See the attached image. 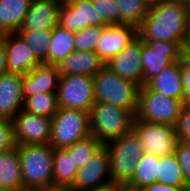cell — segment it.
Returning a JSON list of instances; mask_svg holds the SVG:
<instances>
[{"mask_svg": "<svg viewBox=\"0 0 190 191\" xmlns=\"http://www.w3.org/2000/svg\"><path fill=\"white\" fill-rule=\"evenodd\" d=\"M189 22V5L180 0H159L149 5L138 36L143 41L183 42Z\"/></svg>", "mask_w": 190, "mask_h": 191, "instance_id": "obj_1", "label": "cell"}, {"mask_svg": "<svg viewBox=\"0 0 190 191\" xmlns=\"http://www.w3.org/2000/svg\"><path fill=\"white\" fill-rule=\"evenodd\" d=\"M16 146L21 164L23 190L35 191L53 184L54 148L49 143Z\"/></svg>", "mask_w": 190, "mask_h": 191, "instance_id": "obj_2", "label": "cell"}, {"mask_svg": "<svg viewBox=\"0 0 190 191\" xmlns=\"http://www.w3.org/2000/svg\"><path fill=\"white\" fill-rule=\"evenodd\" d=\"M104 145L108 150L113 185L127 184L134 175L138 159L144 154L139 136L132 129Z\"/></svg>", "mask_w": 190, "mask_h": 191, "instance_id": "obj_3", "label": "cell"}, {"mask_svg": "<svg viewBox=\"0 0 190 191\" xmlns=\"http://www.w3.org/2000/svg\"><path fill=\"white\" fill-rule=\"evenodd\" d=\"M93 79L95 102L111 104L136 113L140 89L138 84L120 77L106 66Z\"/></svg>", "mask_w": 190, "mask_h": 191, "instance_id": "obj_4", "label": "cell"}, {"mask_svg": "<svg viewBox=\"0 0 190 191\" xmlns=\"http://www.w3.org/2000/svg\"><path fill=\"white\" fill-rule=\"evenodd\" d=\"M91 135L103 145L133 129L135 114L131 110L95 102L89 111Z\"/></svg>", "mask_w": 190, "mask_h": 191, "instance_id": "obj_5", "label": "cell"}, {"mask_svg": "<svg viewBox=\"0 0 190 191\" xmlns=\"http://www.w3.org/2000/svg\"><path fill=\"white\" fill-rule=\"evenodd\" d=\"M49 144L54 149H65L91 135L89 112L58 108L51 118Z\"/></svg>", "mask_w": 190, "mask_h": 191, "instance_id": "obj_6", "label": "cell"}, {"mask_svg": "<svg viewBox=\"0 0 190 191\" xmlns=\"http://www.w3.org/2000/svg\"><path fill=\"white\" fill-rule=\"evenodd\" d=\"M183 105L181 100L167 97L143 85L139 89L135 119L174 126Z\"/></svg>", "mask_w": 190, "mask_h": 191, "instance_id": "obj_7", "label": "cell"}, {"mask_svg": "<svg viewBox=\"0 0 190 191\" xmlns=\"http://www.w3.org/2000/svg\"><path fill=\"white\" fill-rule=\"evenodd\" d=\"M56 96L59 108L89 112L95 103L93 76H60Z\"/></svg>", "mask_w": 190, "mask_h": 191, "instance_id": "obj_8", "label": "cell"}, {"mask_svg": "<svg viewBox=\"0 0 190 191\" xmlns=\"http://www.w3.org/2000/svg\"><path fill=\"white\" fill-rule=\"evenodd\" d=\"M182 42L142 40V86L181 58Z\"/></svg>", "mask_w": 190, "mask_h": 191, "instance_id": "obj_9", "label": "cell"}, {"mask_svg": "<svg viewBox=\"0 0 190 191\" xmlns=\"http://www.w3.org/2000/svg\"><path fill=\"white\" fill-rule=\"evenodd\" d=\"M133 130L140 138L144 153L159 157L174 153L177 143L175 126L134 119Z\"/></svg>", "mask_w": 190, "mask_h": 191, "instance_id": "obj_10", "label": "cell"}, {"mask_svg": "<svg viewBox=\"0 0 190 191\" xmlns=\"http://www.w3.org/2000/svg\"><path fill=\"white\" fill-rule=\"evenodd\" d=\"M113 185L110 170L108 150L103 145L94 155L77 170L71 188L73 191H91Z\"/></svg>", "mask_w": 190, "mask_h": 191, "instance_id": "obj_11", "label": "cell"}, {"mask_svg": "<svg viewBox=\"0 0 190 191\" xmlns=\"http://www.w3.org/2000/svg\"><path fill=\"white\" fill-rule=\"evenodd\" d=\"M58 25L68 31L77 32L89 26L106 27L108 24L98 18L92 0H63L59 9Z\"/></svg>", "mask_w": 190, "mask_h": 191, "instance_id": "obj_12", "label": "cell"}, {"mask_svg": "<svg viewBox=\"0 0 190 191\" xmlns=\"http://www.w3.org/2000/svg\"><path fill=\"white\" fill-rule=\"evenodd\" d=\"M16 145L48 144L51 118L22 109L12 120Z\"/></svg>", "mask_w": 190, "mask_h": 191, "instance_id": "obj_13", "label": "cell"}, {"mask_svg": "<svg viewBox=\"0 0 190 191\" xmlns=\"http://www.w3.org/2000/svg\"><path fill=\"white\" fill-rule=\"evenodd\" d=\"M138 37V28L126 24L107 25L97 43L95 53L106 64Z\"/></svg>", "mask_w": 190, "mask_h": 191, "instance_id": "obj_14", "label": "cell"}, {"mask_svg": "<svg viewBox=\"0 0 190 191\" xmlns=\"http://www.w3.org/2000/svg\"><path fill=\"white\" fill-rule=\"evenodd\" d=\"M142 39L138 36L121 53L110 59L105 66L120 77L142 86Z\"/></svg>", "mask_w": 190, "mask_h": 191, "instance_id": "obj_15", "label": "cell"}, {"mask_svg": "<svg viewBox=\"0 0 190 191\" xmlns=\"http://www.w3.org/2000/svg\"><path fill=\"white\" fill-rule=\"evenodd\" d=\"M23 74L7 72L0 75V118L13 120L23 109Z\"/></svg>", "mask_w": 190, "mask_h": 191, "instance_id": "obj_16", "label": "cell"}, {"mask_svg": "<svg viewBox=\"0 0 190 191\" xmlns=\"http://www.w3.org/2000/svg\"><path fill=\"white\" fill-rule=\"evenodd\" d=\"M63 0H32L18 31L53 30L58 25L59 9Z\"/></svg>", "mask_w": 190, "mask_h": 191, "instance_id": "obj_17", "label": "cell"}, {"mask_svg": "<svg viewBox=\"0 0 190 191\" xmlns=\"http://www.w3.org/2000/svg\"><path fill=\"white\" fill-rule=\"evenodd\" d=\"M7 72L25 74L41 62L18 33L5 34Z\"/></svg>", "mask_w": 190, "mask_h": 191, "instance_id": "obj_18", "label": "cell"}, {"mask_svg": "<svg viewBox=\"0 0 190 191\" xmlns=\"http://www.w3.org/2000/svg\"><path fill=\"white\" fill-rule=\"evenodd\" d=\"M60 74L57 65L41 63L23 74V98L42 93H56Z\"/></svg>", "mask_w": 190, "mask_h": 191, "instance_id": "obj_19", "label": "cell"}, {"mask_svg": "<svg viewBox=\"0 0 190 191\" xmlns=\"http://www.w3.org/2000/svg\"><path fill=\"white\" fill-rule=\"evenodd\" d=\"M105 66L104 61L94 51H73L58 65L60 76H95Z\"/></svg>", "mask_w": 190, "mask_h": 191, "instance_id": "obj_20", "label": "cell"}, {"mask_svg": "<svg viewBox=\"0 0 190 191\" xmlns=\"http://www.w3.org/2000/svg\"><path fill=\"white\" fill-rule=\"evenodd\" d=\"M150 90L163 94L167 97L181 100L184 104V92L181 81L180 60L165 67L145 84Z\"/></svg>", "mask_w": 190, "mask_h": 191, "instance_id": "obj_21", "label": "cell"}, {"mask_svg": "<svg viewBox=\"0 0 190 191\" xmlns=\"http://www.w3.org/2000/svg\"><path fill=\"white\" fill-rule=\"evenodd\" d=\"M32 0H0V35L17 33Z\"/></svg>", "mask_w": 190, "mask_h": 191, "instance_id": "obj_22", "label": "cell"}, {"mask_svg": "<svg viewBox=\"0 0 190 191\" xmlns=\"http://www.w3.org/2000/svg\"><path fill=\"white\" fill-rule=\"evenodd\" d=\"M0 186L23 191L21 164L17 146L0 153Z\"/></svg>", "mask_w": 190, "mask_h": 191, "instance_id": "obj_23", "label": "cell"}, {"mask_svg": "<svg viewBox=\"0 0 190 191\" xmlns=\"http://www.w3.org/2000/svg\"><path fill=\"white\" fill-rule=\"evenodd\" d=\"M48 48V64L58 65L75 51V32L68 31L59 25L55 26Z\"/></svg>", "mask_w": 190, "mask_h": 191, "instance_id": "obj_24", "label": "cell"}, {"mask_svg": "<svg viewBox=\"0 0 190 191\" xmlns=\"http://www.w3.org/2000/svg\"><path fill=\"white\" fill-rule=\"evenodd\" d=\"M73 155L65 149H54L53 153V184L72 186L77 174Z\"/></svg>", "mask_w": 190, "mask_h": 191, "instance_id": "obj_25", "label": "cell"}, {"mask_svg": "<svg viewBox=\"0 0 190 191\" xmlns=\"http://www.w3.org/2000/svg\"><path fill=\"white\" fill-rule=\"evenodd\" d=\"M157 182L180 187L183 191L190 190L174 153L159 158Z\"/></svg>", "mask_w": 190, "mask_h": 191, "instance_id": "obj_26", "label": "cell"}, {"mask_svg": "<svg viewBox=\"0 0 190 191\" xmlns=\"http://www.w3.org/2000/svg\"><path fill=\"white\" fill-rule=\"evenodd\" d=\"M159 156L144 153L136 163L133 177L127 185L133 188L143 187L157 182Z\"/></svg>", "mask_w": 190, "mask_h": 191, "instance_id": "obj_27", "label": "cell"}, {"mask_svg": "<svg viewBox=\"0 0 190 191\" xmlns=\"http://www.w3.org/2000/svg\"><path fill=\"white\" fill-rule=\"evenodd\" d=\"M120 24L139 28L147 15L149 4L144 0H116Z\"/></svg>", "mask_w": 190, "mask_h": 191, "instance_id": "obj_28", "label": "cell"}, {"mask_svg": "<svg viewBox=\"0 0 190 191\" xmlns=\"http://www.w3.org/2000/svg\"><path fill=\"white\" fill-rule=\"evenodd\" d=\"M21 38L31 48L35 57L41 62L48 64V46L51 43L52 30L17 31Z\"/></svg>", "mask_w": 190, "mask_h": 191, "instance_id": "obj_29", "label": "cell"}, {"mask_svg": "<svg viewBox=\"0 0 190 191\" xmlns=\"http://www.w3.org/2000/svg\"><path fill=\"white\" fill-rule=\"evenodd\" d=\"M56 93H42L27 97L23 109L35 115L52 118L58 110Z\"/></svg>", "mask_w": 190, "mask_h": 191, "instance_id": "obj_30", "label": "cell"}, {"mask_svg": "<svg viewBox=\"0 0 190 191\" xmlns=\"http://www.w3.org/2000/svg\"><path fill=\"white\" fill-rule=\"evenodd\" d=\"M102 146L103 144L96 137L90 135L66 149L73 155L74 164L80 169Z\"/></svg>", "mask_w": 190, "mask_h": 191, "instance_id": "obj_31", "label": "cell"}, {"mask_svg": "<svg viewBox=\"0 0 190 191\" xmlns=\"http://www.w3.org/2000/svg\"><path fill=\"white\" fill-rule=\"evenodd\" d=\"M105 27L89 26L75 32L76 51H94Z\"/></svg>", "mask_w": 190, "mask_h": 191, "instance_id": "obj_32", "label": "cell"}, {"mask_svg": "<svg viewBox=\"0 0 190 191\" xmlns=\"http://www.w3.org/2000/svg\"><path fill=\"white\" fill-rule=\"evenodd\" d=\"M98 18H102L108 25L120 24V12L116 0H92Z\"/></svg>", "mask_w": 190, "mask_h": 191, "instance_id": "obj_33", "label": "cell"}, {"mask_svg": "<svg viewBox=\"0 0 190 191\" xmlns=\"http://www.w3.org/2000/svg\"><path fill=\"white\" fill-rule=\"evenodd\" d=\"M174 154L181 167L184 179L190 186V143L177 140Z\"/></svg>", "mask_w": 190, "mask_h": 191, "instance_id": "obj_34", "label": "cell"}, {"mask_svg": "<svg viewBox=\"0 0 190 191\" xmlns=\"http://www.w3.org/2000/svg\"><path fill=\"white\" fill-rule=\"evenodd\" d=\"M174 126L177 140L190 143V105H183Z\"/></svg>", "mask_w": 190, "mask_h": 191, "instance_id": "obj_35", "label": "cell"}, {"mask_svg": "<svg viewBox=\"0 0 190 191\" xmlns=\"http://www.w3.org/2000/svg\"><path fill=\"white\" fill-rule=\"evenodd\" d=\"M16 146L13 122L0 118V153Z\"/></svg>", "mask_w": 190, "mask_h": 191, "instance_id": "obj_36", "label": "cell"}, {"mask_svg": "<svg viewBox=\"0 0 190 191\" xmlns=\"http://www.w3.org/2000/svg\"><path fill=\"white\" fill-rule=\"evenodd\" d=\"M180 70L184 92V105H190V60L180 58Z\"/></svg>", "mask_w": 190, "mask_h": 191, "instance_id": "obj_37", "label": "cell"}, {"mask_svg": "<svg viewBox=\"0 0 190 191\" xmlns=\"http://www.w3.org/2000/svg\"><path fill=\"white\" fill-rule=\"evenodd\" d=\"M142 191H183L180 187L166 185L159 182L152 183L141 189Z\"/></svg>", "mask_w": 190, "mask_h": 191, "instance_id": "obj_38", "label": "cell"}, {"mask_svg": "<svg viewBox=\"0 0 190 191\" xmlns=\"http://www.w3.org/2000/svg\"><path fill=\"white\" fill-rule=\"evenodd\" d=\"M181 58L190 60V22L181 45Z\"/></svg>", "mask_w": 190, "mask_h": 191, "instance_id": "obj_39", "label": "cell"}, {"mask_svg": "<svg viewBox=\"0 0 190 191\" xmlns=\"http://www.w3.org/2000/svg\"><path fill=\"white\" fill-rule=\"evenodd\" d=\"M4 73H7L6 46L4 35H0V75Z\"/></svg>", "mask_w": 190, "mask_h": 191, "instance_id": "obj_40", "label": "cell"}, {"mask_svg": "<svg viewBox=\"0 0 190 191\" xmlns=\"http://www.w3.org/2000/svg\"><path fill=\"white\" fill-rule=\"evenodd\" d=\"M35 191H73V189L70 186L66 185H46L43 188L37 189Z\"/></svg>", "mask_w": 190, "mask_h": 191, "instance_id": "obj_41", "label": "cell"}, {"mask_svg": "<svg viewBox=\"0 0 190 191\" xmlns=\"http://www.w3.org/2000/svg\"><path fill=\"white\" fill-rule=\"evenodd\" d=\"M114 191H142L139 188H133L127 184H116L114 185Z\"/></svg>", "mask_w": 190, "mask_h": 191, "instance_id": "obj_42", "label": "cell"}, {"mask_svg": "<svg viewBox=\"0 0 190 191\" xmlns=\"http://www.w3.org/2000/svg\"><path fill=\"white\" fill-rule=\"evenodd\" d=\"M91 191H114V185H110L101 189H95V190H91Z\"/></svg>", "mask_w": 190, "mask_h": 191, "instance_id": "obj_43", "label": "cell"}, {"mask_svg": "<svg viewBox=\"0 0 190 191\" xmlns=\"http://www.w3.org/2000/svg\"><path fill=\"white\" fill-rule=\"evenodd\" d=\"M146 3H148L149 5L155 4L156 2H158L159 0H144Z\"/></svg>", "mask_w": 190, "mask_h": 191, "instance_id": "obj_44", "label": "cell"}, {"mask_svg": "<svg viewBox=\"0 0 190 191\" xmlns=\"http://www.w3.org/2000/svg\"><path fill=\"white\" fill-rule=\"evenodd\" d=\"M0 191H14V190L0 186Z\"/></svg>", "mask_w": 190, "mask_h": 191, "instance_id": "obj_45", "label": "cell"}, {"mask_svg": "<svg viewBox=\"0 0 190 191\" xmlns=\"http://www.w3.org/2000/svg\"><path fill=\"white\" fill-rule=\"evenodd\" d=\"M180 1L190 6V0H180Z\"/></svg>", "mask_w": 190, "mask_h": 191, "instance_id": "obj_46", "label": "cell"}]
</instances>
